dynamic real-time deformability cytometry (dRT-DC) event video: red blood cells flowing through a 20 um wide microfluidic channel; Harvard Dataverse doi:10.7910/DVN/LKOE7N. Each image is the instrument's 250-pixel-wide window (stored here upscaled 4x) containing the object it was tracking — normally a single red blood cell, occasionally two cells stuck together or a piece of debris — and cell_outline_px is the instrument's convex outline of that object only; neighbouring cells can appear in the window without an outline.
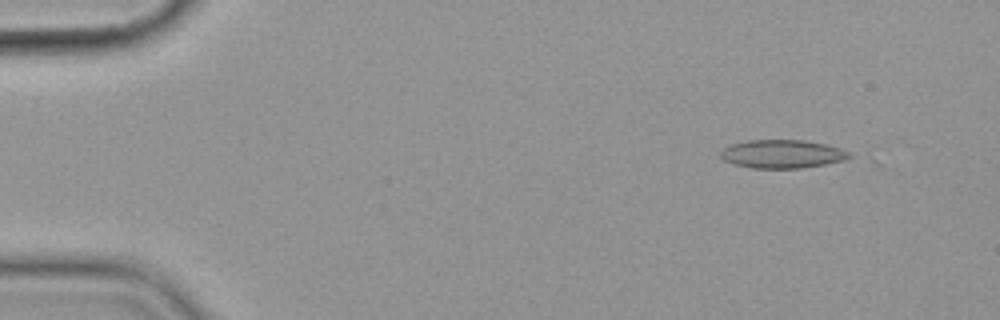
{"species": "common noctule bat (a hibernating species)", "species_latin": "Nyctalus noctula", "temperature_condition": "cold", "stored_images_in_passage": 12, "camera_frame_rate_fps": 3000, "um_per_image_px": 0.085, "animal": {"sex": "female", "body_mass_g": 19.9}, "frame": {"image": 1, "passage_image": 5, "time_ms": 1.333, "image_size_px": [1000, 320], "cell_outline_px": [[852, 156], [844, 160], [804, 168], [752, 168], [732, 164], [724, 160], [720, 156], [720, 152], [724, 148], [732, 144], [748, 140], [804, 140], [824, 144], [840, 148], [848, 152]], "centroid_in_image_um": [66.46, 13.09], "position_along_channel_um": 18.5, "area_um2": 21.21}}